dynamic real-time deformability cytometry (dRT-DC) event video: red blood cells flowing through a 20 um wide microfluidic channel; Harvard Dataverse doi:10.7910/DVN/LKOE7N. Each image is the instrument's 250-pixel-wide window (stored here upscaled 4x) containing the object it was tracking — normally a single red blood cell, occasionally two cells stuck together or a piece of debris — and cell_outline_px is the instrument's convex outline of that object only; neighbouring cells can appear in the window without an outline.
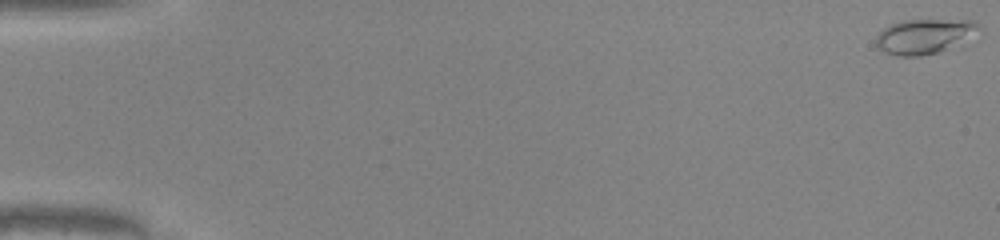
{"species": "common noctule bat (a hibernating species)", "species_latin": "Nyctalus noctula", "temperature_condition": "warm", "stored_images_in_passage": 51, "camera_frame_rate_fps": 3000, "um_per_image_px": 0.085, "animal": {"sex": "male", "body_mass_g": 20.0, "forearm_length_mm": 53.3}, "frame": {"image": 1, "passage_image": 1, "time_ms": 0.0, "image_size_px": [1000, 240], "cell_outline_px": [[980, 28], [940, 52], [920, 56], [900, 56], [884, 52], [876, 44], [876, 36], [888, 24], [904, 20], [976, 20]], "centroid_in_image_um": [78.47, 3.07], "position_along_channel_um": 6.5, "area_um2": 20.23}}
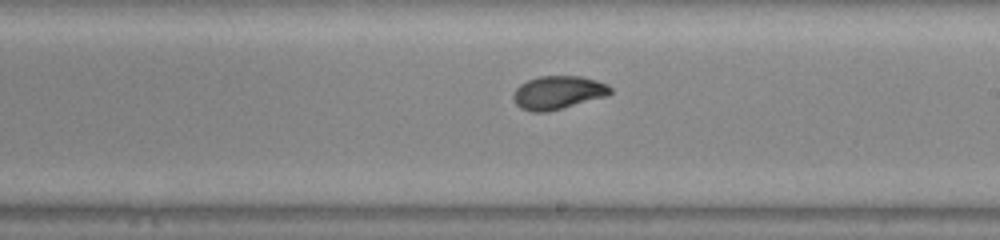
{"frame": {"image": 2, "passage_image": 31, "time_ms": 10.0, "image_size_px": [1000, 240], "cell_outline_px": [[612, 92], [608, 96], [548, 112], [532, 112], [520, 108], [516, 104], [512, 96], [516, 88], [520, 84], [528, 80], [540, 76], [580, 76], [596, 80], [608, 84], [612, 88]], "centroid_in_image_um": [47.45, 7.87], "position_along_channel_um": 241.6, "area_um2": 19.02}}
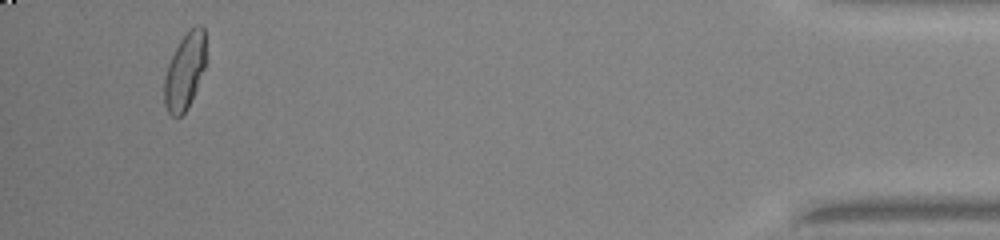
{"frame": {"image": 3, "passage_image": 49, "time_ms": 16.0, "image_size_px": [1000, 240], "cell_outline_px": [[204, 68], [188, 108], [180, 116], [172, 116], [168, 112], [164, 104], [164, 80], [168, 64], [180, 40], [196, 24], [200, 24], [204, 28]], "centroid_in_image_um": [15.68, 6.08], "position_along_channel_um": 419.5, "area_um2": 18.03}, "authors_computed_cell_mechanics": {"area_um2": 18.8428, "velocity_mm_per_s": 4.1211, "shape_relaxation_time_tau1_ms": 5.2706, "shape_relaxation_time_tau2_ms": 0.7418, "deformation_change_tau1": 0.2012, "deformation_change_tau2": 0.0306}}